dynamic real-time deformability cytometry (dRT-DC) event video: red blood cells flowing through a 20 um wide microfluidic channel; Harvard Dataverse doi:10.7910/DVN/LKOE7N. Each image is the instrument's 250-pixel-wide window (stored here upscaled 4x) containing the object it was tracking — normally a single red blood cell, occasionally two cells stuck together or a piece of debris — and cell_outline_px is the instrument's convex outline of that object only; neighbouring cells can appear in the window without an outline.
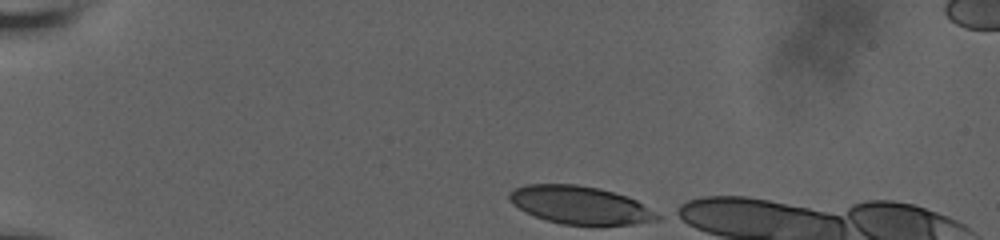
{"species": "human", "species_latin": "Homo sapiens", "temperature_condition": "room temperature", "stored_images_in_passage": 38, "camera_frame_rate_fps": 3000, "um_per_image_px": 0.085, "donor": {"sex": "male"}, "frame": {"image": 1, "passage_image": 1, "time_ms": 0.0, "image_size_px": [1000, 240], "cell_outline_px": [[660, 220], [632, 224], [560, 224], [524, 212], [512, 204], [508, 200], [508, 192], [524, 184], [576, 184], [600, 188], [628, 196], [636, 200], [660, 216]], "centroid_in_image_um": [49.26, 17.41], "position_along_channel_um": 35.7, "area_um2": 32.54}}
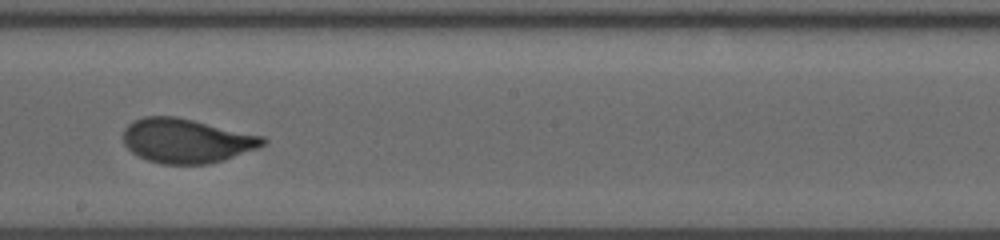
{"frame": {"image": 2, "passage_image": 23, "time_ms": 7.333, "image_size_px": [1000, 240], "cell_outline_px": [[268, 140], [264, 144], [256, 148], [208, 164], [160, 164], [148, 160], [132, 152], [124, 144], [124, 128], [132, 120], [144, 116], [176, 116], [264, 136]], "centroid_in_image_um": [15.81, 11.95], "position_along_channel_um": 232.4, "area_um2": 35.84}}
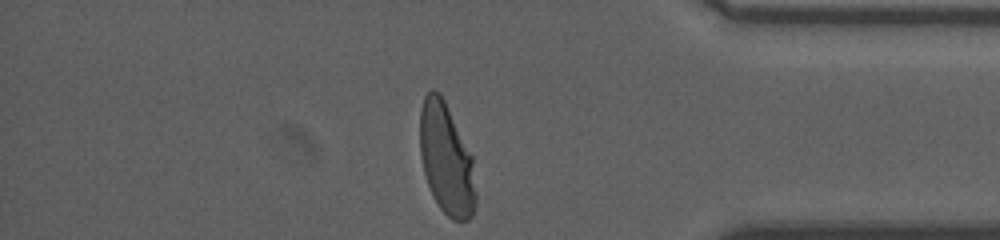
{"frame": {"image": 3, "passage_image": 38, "time_ms": 12.333, "image_size_px": [1000, 240], "cell_outline_px": [[476, 204], [472, 216], [468, 220], [452, 220], [440, 208], [432, 196], [424, 172], [420, 152], [420, 108], [424, 96], [432, 88], [440, 92], [472, 156], [476, 196]], "centroid_in_image_um": [37.93, 13.53], "position_along_channel_um": 397.3, "area_um2": 36.13}, "authors_computed_cell_mechanics": {"area_um2": 36.125, "velocity_mm_per_s": 3.6734, "shape_relaxation_time_tau1_ms": 4.4294, "shape_relaxation_time_tau2_ms": null, "deformation_change_tau1": 0.1825, "deformation_change_tau2": null}}